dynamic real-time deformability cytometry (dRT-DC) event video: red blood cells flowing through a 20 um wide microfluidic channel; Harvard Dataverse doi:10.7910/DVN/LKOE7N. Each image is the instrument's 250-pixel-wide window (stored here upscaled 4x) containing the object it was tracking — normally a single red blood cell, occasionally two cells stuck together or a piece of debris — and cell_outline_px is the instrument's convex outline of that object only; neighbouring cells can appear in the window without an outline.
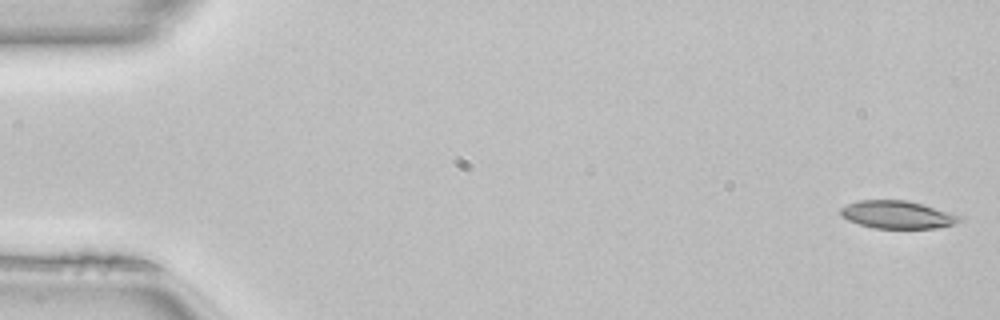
{"species": "common noctule bat (a hibernating species)", "species_latin": "Nyctalus noctula", "temperature_condition": "room temperature", "stored_images_in_passage": 49, "camera_frame_rate_fps": 3000, "um_per_image_px": 0.085, "animal": {"sex": "female", "body_mass_g": 22.7, "forearm_length_mm": 54.2}, "frame": {"image": 1, "passage_image": 1, "time_ms": 0.0, "image_size_px": [1000, 320], "cell_outline_px": [[964, 220], [956, 224], [936, 228], [872, 228], [848, 220], [840, 216], [840, 208], [848, 204], [860, 200], [908, 200], [964, 216]], "centroid_in_image_um": [76.32, 18.25], "position_along_channel_um": 8.7, "area_um2": 19.42}}
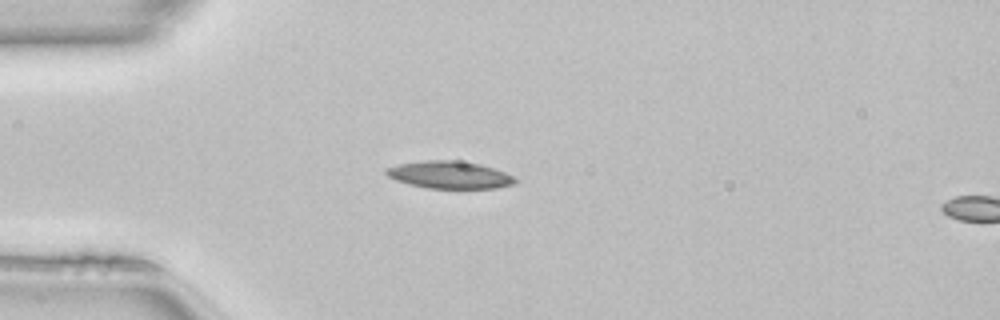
{"frame": {"image": 2, "passage_image": 13, "time_ms": 4.0, "image_size_px": [1000, 320], "cell_outline_px": [[520, 180], [512, 184], [496, 188], [428, 188], [408, 184], [396, 180], [388, 176], [384, 172], [384, 168], [396, 164], [424, 160], [456, 160], [480, 164], [504, 172]], "centroid_in_image_um": [38.16, 14.85], "position_along_channel_um": 46.8, "area_um2": 20.63}}
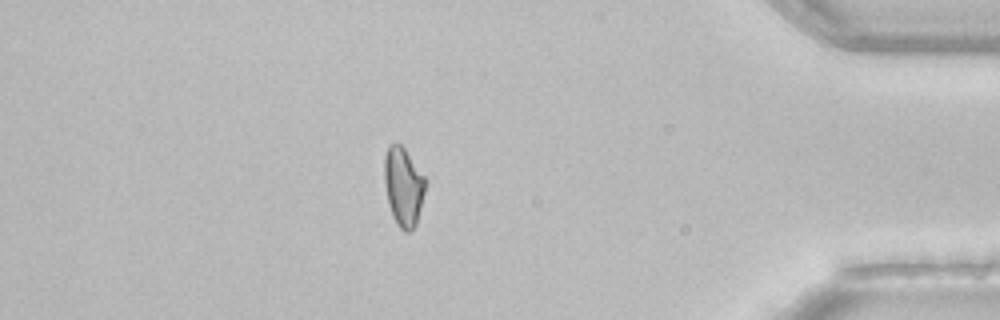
{"frame": {"image": 3, "passage_image": 43, "time_ms": 14.0, "image_size_px": [1000, 320], "cell_outline_px": [[428, 184], [416, 224], [408, 232], [404, 232], [396, 224], [392, 216], [388, 204], [384, 180], [384, 156], [388, 144], [400, 144], [404, 148], [428, 180]], "centroid_in_image_um": [34.3, 15.86], "position_along_channel_um": 400.9, "area_um2": 19.25}}